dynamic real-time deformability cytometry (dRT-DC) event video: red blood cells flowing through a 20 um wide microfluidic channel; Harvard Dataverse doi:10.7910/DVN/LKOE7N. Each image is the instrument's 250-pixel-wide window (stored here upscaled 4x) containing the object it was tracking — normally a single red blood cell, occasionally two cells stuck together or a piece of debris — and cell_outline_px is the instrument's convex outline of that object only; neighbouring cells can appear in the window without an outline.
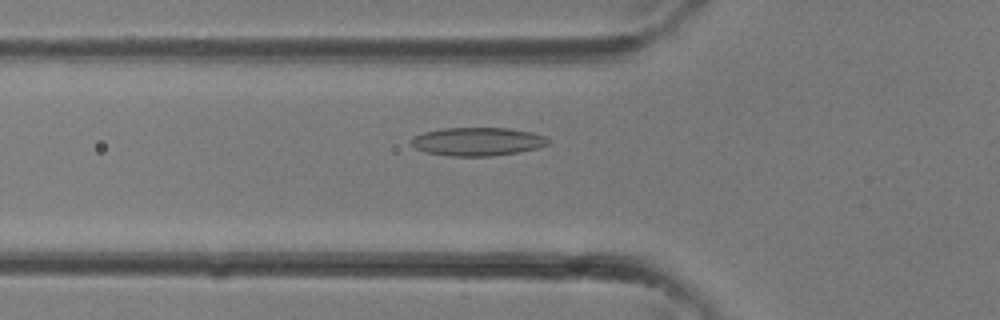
{"species": "common noctule bat (a hibernating species)", "species_latin": "Nyctalus noctula", "temperature_condition": "room temperature", "stored_images_in_passage": 31, "camera_frame_rate_fps": 3000, "um_per_image_px": 0.085, "animal": {"sex": "female"}, "frame": {"image": 1, "passage_image": 12, "time_ms": 3.667, "image_size_px": [1000, 320], "cell_outline_px": [[552, 140], [548, 144], [540, 148], [520, 152], [492, 156], [448, 156], [424, 152], [416, 148], [408, 140], [412, 136], [424, 132], [444, 128], [508, 128], [532, 132], [544, 136]], "centroid_in_image_um": [40.6, 12.04], "position_along_channel_um": 85.2, "area_um2": 22.95}}
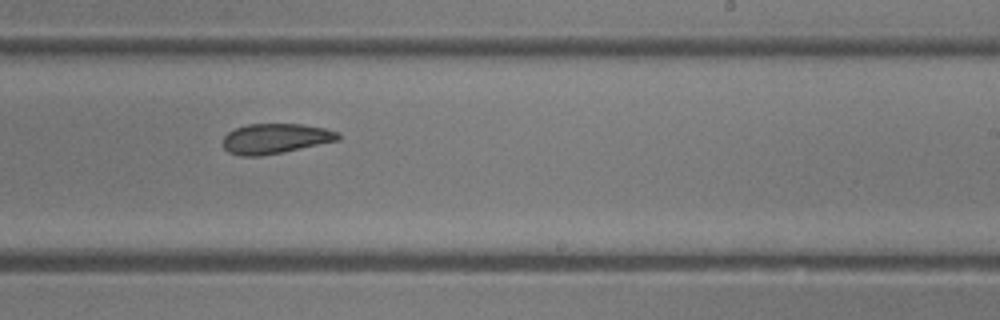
{"frame": {"image": 2, "passage_image": 21, "time_ms": 6.667, "image_size_px": [1000, 320], "cell_outline_px": [[340, 140], [260, 156], [240, 156], [228, 152], [224, 148], [224, 136], [228, 132], [236, 128], [248, 124], [300, 124], [324, 128], [340, 132]], "centroid_in_image_um": [23.41, 11.77], "position_along_channel_um": 265.6, "area_um2": 20.0}}
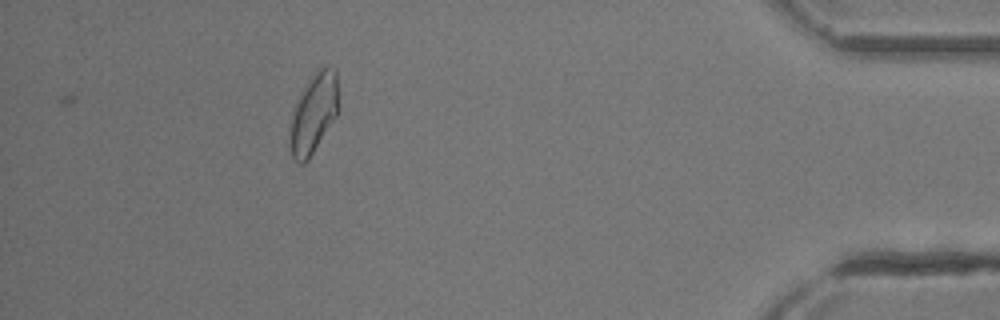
{"frame": {"image": 3, "passage_image": 31, "time_ms": 10.0, "image_size_px": [1000, 320], "cell_outline_px": [[340, 108], [336, 116], [308, 160], [304, 164], [300, 164], [292, 156], [288, 144], [288, 136], [292, 112], [296, 100], [300, 92], [316, 68], [336, 68]], "centroid_in_image_um": [26.64, 9.62], "position_along_channel_um": 408.6, "area_um2": 23.12}}